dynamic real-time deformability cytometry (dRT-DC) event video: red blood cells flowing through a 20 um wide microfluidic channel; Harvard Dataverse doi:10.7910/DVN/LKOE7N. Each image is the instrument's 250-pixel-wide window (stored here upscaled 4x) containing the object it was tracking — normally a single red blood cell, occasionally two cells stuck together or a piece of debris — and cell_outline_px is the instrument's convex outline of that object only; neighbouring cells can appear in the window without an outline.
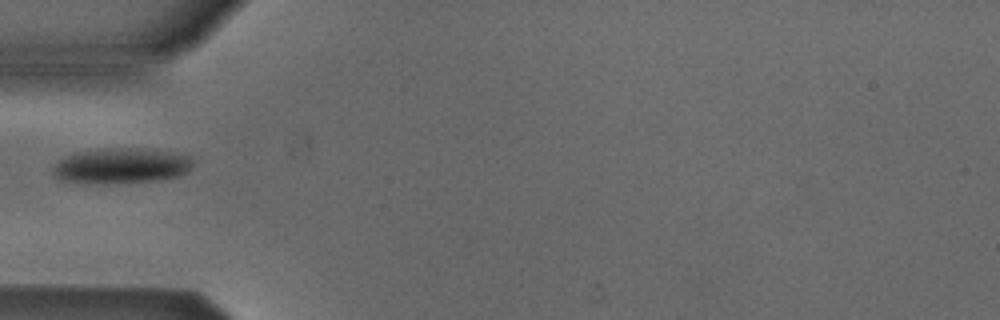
{"species": "Egyptian fruit bat (a non-hibernating species)", "species_latin": "Rousettus aegyptiacus", "temperature_condition": "cold", "stored_images_in_passage": 5, "camera_frame_rate_fps": 3000, "um_per_image_px": 0.085, "animal": {"sex": "male"}, "frame": {"image": 1, "passage_image": 5, "time_ms": 4.667, "image_size_px": [1000, 320], "cell_outline_px": [[192, 164], [188, 172], [180, 176], [156, 180], [80, 184], [60, 180], [52, 176], [52, 164], [68, 156], [80, 152], [108, 148], [156, 148], [192, 156]], "centroid_in_image_um": [10.31, 14.08], "position_along_channel_um": 74.7, "area_um2": 29.25}}